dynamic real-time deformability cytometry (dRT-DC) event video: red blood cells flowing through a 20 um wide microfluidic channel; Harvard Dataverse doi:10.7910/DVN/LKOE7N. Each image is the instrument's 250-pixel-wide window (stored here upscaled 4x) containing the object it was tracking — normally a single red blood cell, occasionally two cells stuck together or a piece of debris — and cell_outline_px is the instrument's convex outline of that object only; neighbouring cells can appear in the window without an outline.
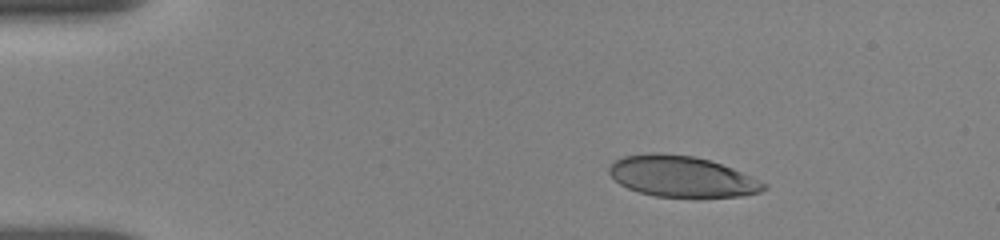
{"species": "human", "species_latin": "Homo sapiens", "temperature_condition": "room temperature", "stored_images_in_passage": 4, "camera_frame_rate_fps": 3000, "um_per_image_px": 0.085, "donor": {"sex": "female"}, "frame": {"image": 1, "passage_image": 2, "time_ms": 1.333, "image_size_px": [1000, 240], "cell_outline_px": [[768, 188], [760, 192], [740, 196], [656, 196], [640, 192], [628, 188], [620, 184], [608, 172], [608, 168], [616, 160], [624, 156], [652, 152], [660, 152], [696, 156], [732, 168], [752, 176], [768, 184]], "centroid_in_image_um": [57.97, 14.98], "position_along_channel_um": 27.0, "area_um2": 36.65}}